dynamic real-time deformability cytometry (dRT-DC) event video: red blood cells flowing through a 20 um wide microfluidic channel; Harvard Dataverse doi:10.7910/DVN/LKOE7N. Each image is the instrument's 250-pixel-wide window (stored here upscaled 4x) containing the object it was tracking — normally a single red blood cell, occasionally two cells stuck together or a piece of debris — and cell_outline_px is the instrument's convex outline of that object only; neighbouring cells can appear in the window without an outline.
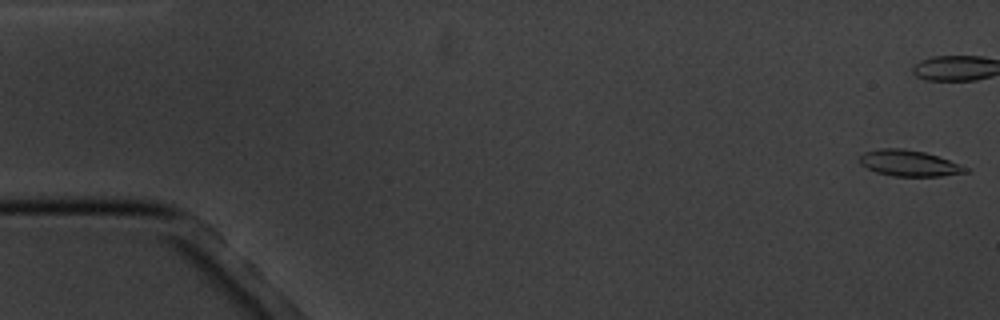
{"species": "common noctule bat (a hibernating species)", "species_latin": "Nyctalus noctula", "temperature_condition": "cold", "stored_images_in_passage": 17, "segment_of_instrument_passage": [1, 2], "camera_frame_rate_fps": 3000, "um_per_image_px": 0.085, "animal": {"sex": "male", "body_mass_g": 20.1, "forearm_length_mm": 53.5}, "frame": {"image": 1, "passage_image": 1, "time_ms": 0.0, "image_size_px": [1000, 320], "cell_outline_px": [[972, 172], [940, 176], [892, 176], [876, 172], [860, 164], [860, 156], [864, 152], [880, 148], [904, 148], [924, 152], [972, 168]], "centroid_in_image_um": [77.32, 13.88], "position_along_channel_um": 7.7, "area_um2": 16.18}}
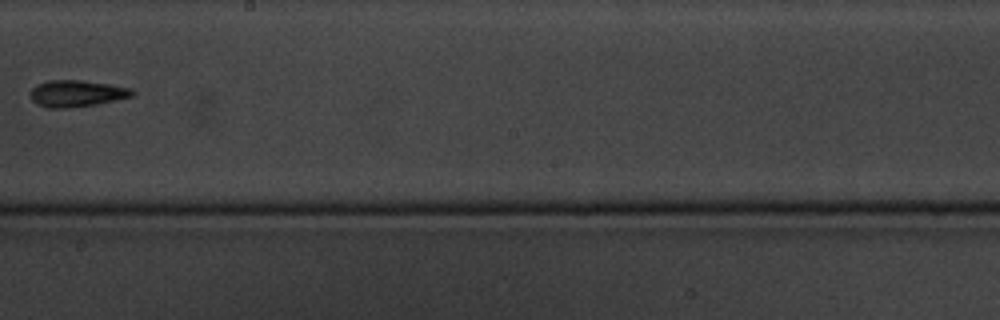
{"frame": {"image": 2, "passage_image": 10, "time_ms": 11.333, "image_size_px": [1000, 320], "cell_outline_px": [[136, 92], [132, 96], [116, 100], [96, 104], [72, 108], [48, 108], [36, 104], [32, 100], [28, 92], [36, 84], [48, 80], [80, 80], [108, 84], [132, 88]], "centroid_in_image_um": [6.48, 7.95], "position_along_channel_um": 241.7, "area_um2": 16.01}}
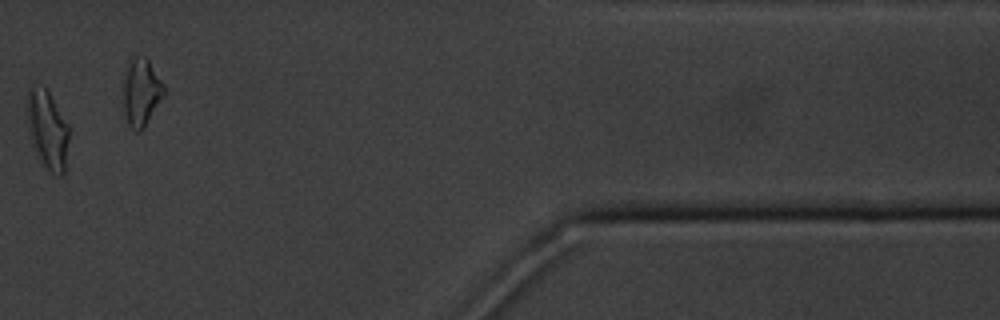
{"frame": {"image": 3, "passage_image": 14, "time_ms": 17.0, "image_size_px": [1000, 320], "cell_outline_px": [[72, 128], [64, 172], [60, 176], [56, 176], [44, 164], [32, 144], [28, 120], [28, 88], [44, 88], [48, 92]], "centroid_in_image_um": [4.12, 11.06], "position_along_channel_um": 407.3, "area_um2": 18.84}}